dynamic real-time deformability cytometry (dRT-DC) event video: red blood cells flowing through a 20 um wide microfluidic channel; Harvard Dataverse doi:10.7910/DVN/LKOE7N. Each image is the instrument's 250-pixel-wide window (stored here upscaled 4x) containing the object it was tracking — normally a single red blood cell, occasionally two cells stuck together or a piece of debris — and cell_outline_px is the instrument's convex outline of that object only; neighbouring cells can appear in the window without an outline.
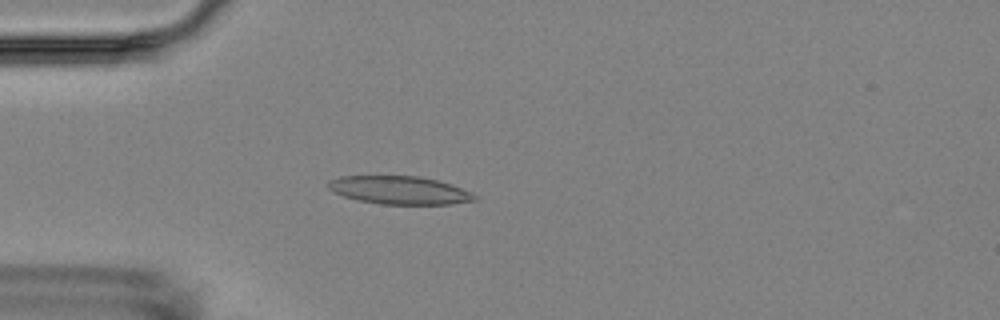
{"species": "Egyptian fruit bat (a non-hibernating species)", "species_latin": "Rousettus aegyptiacus", "temperature_condition": "room temperature", "stored_images_in_passage": 6, "camera_frame_rate_fps": 3000, "um_per_image_px": 0.085, "animal": {"sex": "female"}, "frame": {"image": 1, "passage_image": 5, "time_ms": 4.667, "image_size_px": [1000, 320], "cell_outline_px": [[476, 200], [452, 204], [380, 204], [356, 200], [332, 192], [328, 188], [328, 180], [340, 176], [416, 176], [436, 180], [452, 184], [472, 192], [476, 196]], "centroid_in_image_um": [33.94, 16.17], "position_along_channel_um": 51.1, "area_um2": 24.04}}